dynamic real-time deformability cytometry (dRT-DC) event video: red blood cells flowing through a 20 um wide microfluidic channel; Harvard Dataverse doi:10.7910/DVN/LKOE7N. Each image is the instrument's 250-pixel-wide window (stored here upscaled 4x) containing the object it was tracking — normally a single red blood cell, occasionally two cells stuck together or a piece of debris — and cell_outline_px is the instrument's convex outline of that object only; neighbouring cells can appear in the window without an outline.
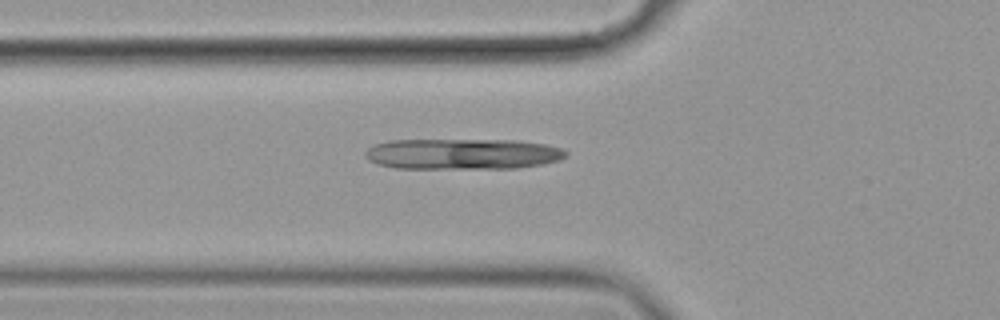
{"species": "common noctule bat (a hibernating species)", "species_latin": "Nyctalus noctula", "temperature_condition": "cold", "stored_images_in_passage": 4, "camera_frame_rate_fps": 3000, "um_per_image_px": 0.085, "animal": {"sex": "female", "body_mass_g": 19.9}, "frame": {"image": 1, "passage_image": 4, "time_ms": 1.0, "image_size_px": [1000, 320], "cell_outline_px": [[568, 152], [560, 160], [540, 164], [516, 168], [396, 168], [380, 164], [368, 160], [364, 156], [364, 152], [372, 144], [388, 140], [516, 140], [544, 144], [560, 148]], "centroid_in_image_um": [39.26, 13.08], "position_along_channel_um": 86.5, "area_um2": 35.95}}